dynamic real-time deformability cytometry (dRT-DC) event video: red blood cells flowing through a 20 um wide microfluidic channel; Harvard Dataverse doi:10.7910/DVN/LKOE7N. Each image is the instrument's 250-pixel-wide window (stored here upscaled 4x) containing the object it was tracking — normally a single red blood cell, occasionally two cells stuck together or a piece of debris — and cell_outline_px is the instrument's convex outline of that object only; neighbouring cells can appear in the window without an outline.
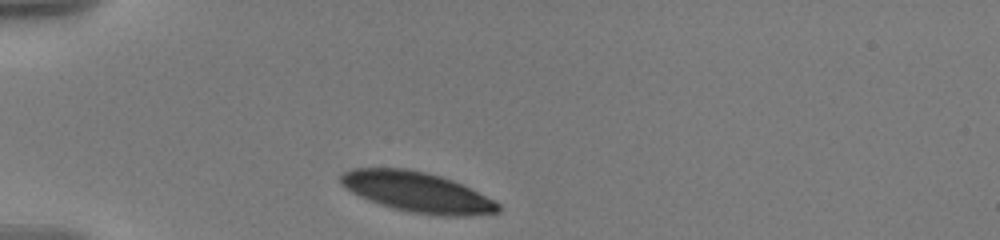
{"species": "human", "species_latin": "Homo sapiens", "temperature_condition": "warm", "stored_images_in_passage": 30, "camera_frame_rate_fps": 3000, "um_per_image_px": 0.085, "donor": {"sex": "male"}, "frame": {"image": 1, "passage_image": 1, "time_ms": 0.0, "image_size_px": [1000, 240], "cell_outline_px": [[500, 212], [464, 216], [444, 216], [412, 212], [392, 208], [368, 200], [344, 188], [340, 184], [340, 176], [344, 172], [352, 168], [404, 168], [424, 172], [440, 176], [452, 180], [500, 204]], "centroid_in_image_um": [35.4, 16.32], "position_along_channel_um": 49.6, "area_um2": 36.41}}
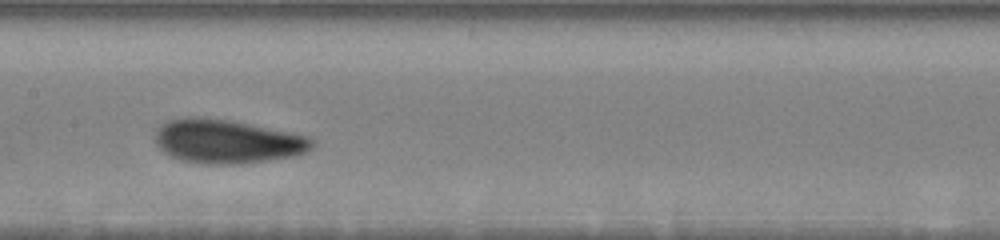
{"frame": {"image": 2, "passage_image": 13, "time_ms": 4.667, "image_size_px": [1000, 240], "cell_outline_px": [[312, 148], [304, 152], [292, 156], [240, 164], [200, 164], [184, 160], [172, 156], [164, 152], [156, 144], [156, 128], [164, 120], [184, 116], [204, 116], [232, 120], [308, 136], [312, 140]], "centroid_in_image_um": [19.23, 11.99], "position_along_channel_um": 188.2, "area_um2": 40.29}}
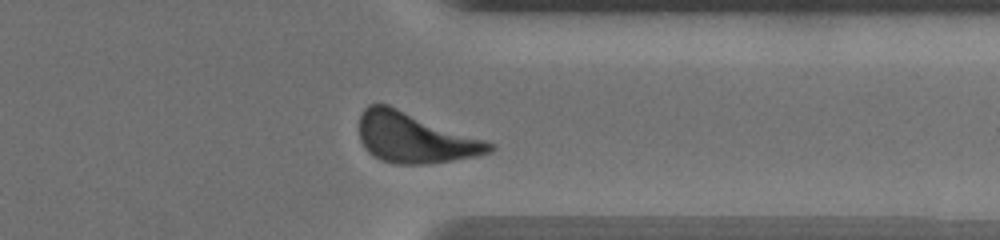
{"frame": {"image": 3, "passage_image": 26, "time_ms": 10.0, "image_size_px": [1000, 240], "cell_outline_px": [[496, 148], [492, 152], [476, 156], [452, 160], [424, 164], [396, 164], [380, 160], [372, 156], [368, 152], [360, 140], [360, 112], [368, 104], [388, 104], [484, 140], [492, 144]], "centroid_in_image_um": [35.21, 11.71], "position_along_channel_um": 376.2, "area_um2": 37.92}, "authors_computed_cell_mechanics": {"area_um2": 38.2636, "velocity_mm_per_s": 3.533, "shape_relaxation_time_tau1_ms": 2.929, "shape_relaxation_time_tau2_ms": null, "deformation_change_tau1": 0.1144, "deformation_change_tau2": null}}